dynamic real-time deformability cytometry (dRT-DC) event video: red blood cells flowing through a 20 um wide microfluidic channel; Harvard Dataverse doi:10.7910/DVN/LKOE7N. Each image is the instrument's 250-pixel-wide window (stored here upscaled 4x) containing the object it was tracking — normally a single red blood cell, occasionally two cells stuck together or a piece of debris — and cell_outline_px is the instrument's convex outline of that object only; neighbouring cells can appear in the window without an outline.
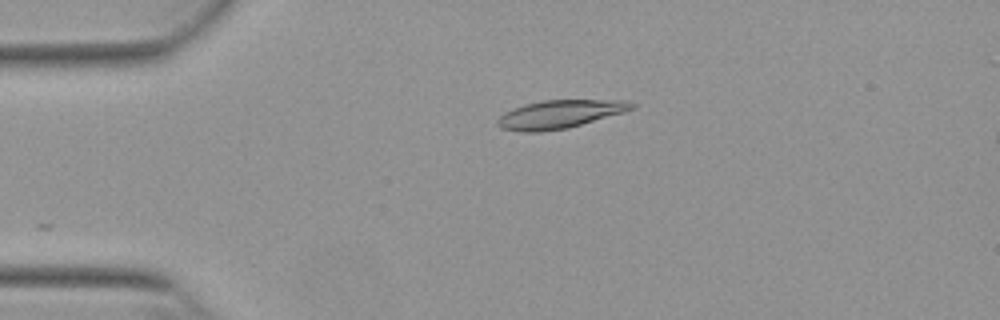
{"species": "Egyptian fruit bat (a non-hibernating species)", "species_latin": "Rousettus aegyptiacus", "temperature_condition": "warm", "stored_images_in_passage": 24, "camera_frame_rate_fps": 3000, "um_per_image_px": 0.085, "animal": {"sex": "female"}, "frame": {"image": 1, "passage_image": 1, "time_ms": 0.0, "image_size_px": [1000, 320], "cell_outline_px": [[636, 108], [624, 112], [568, 128], [540, 132], [520, 132], [500, 128], [496, 124], [496, 120], [504, 112], [512, 108], [524, 104], [544, 100], [628, 100], [636, 104]], "centroid_in_image_um": [47.56, 9.71], "position_along_channel_um": 37.4, "area_um2": 22.31}}
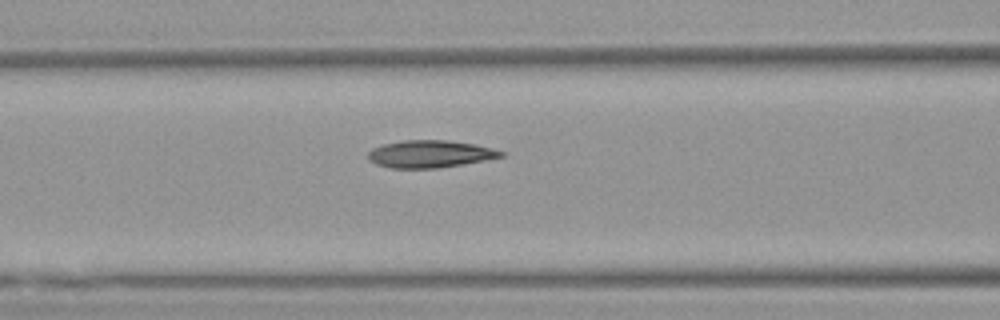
{"frame": {"image": 2, "passage_image": 11, "time_ms": 3.333, "image_size_px": [1000, 320], "cell_outline_px": [[508, 152], [504, 156], [484, 160], [440, 168], [388, 168], [376, 164], [368, 160], [368, 152], [372, 148], [384, 144], [400, 140], [448, 140], [476, 144]], "centroid_in_image_um": [36.55, 13.08], "position_along_channel_um": 130.0, "area_um2": 21.39}}
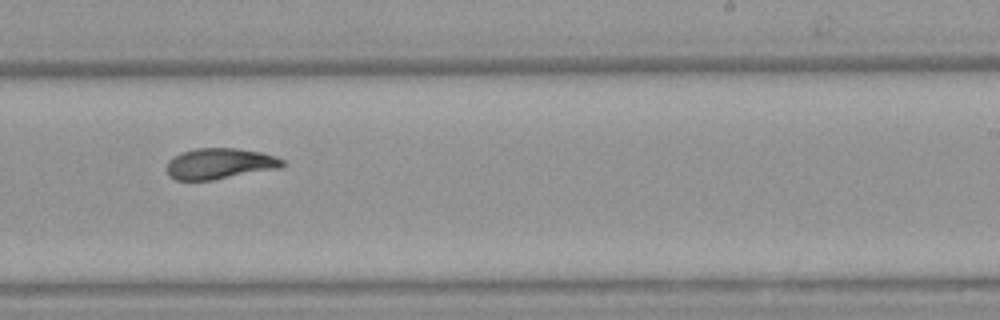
{"frame": {"image": 3, "passage_image": 22, "time_ms": 7.0, "image_size_px": [1000, 320], "cell_outline_px": [[284, 164], [280, 168], [212, 180], [176, 180], [168, 176], [168, 160], [172, 156], [180, 152], [196, 148], [236, 148], [260, 152], [276, 156], [284, 160]], "centroid_in_image_um": [18.66, 13.9], "position_along_channel_um": 270.3, "area_um2": 20.87}}